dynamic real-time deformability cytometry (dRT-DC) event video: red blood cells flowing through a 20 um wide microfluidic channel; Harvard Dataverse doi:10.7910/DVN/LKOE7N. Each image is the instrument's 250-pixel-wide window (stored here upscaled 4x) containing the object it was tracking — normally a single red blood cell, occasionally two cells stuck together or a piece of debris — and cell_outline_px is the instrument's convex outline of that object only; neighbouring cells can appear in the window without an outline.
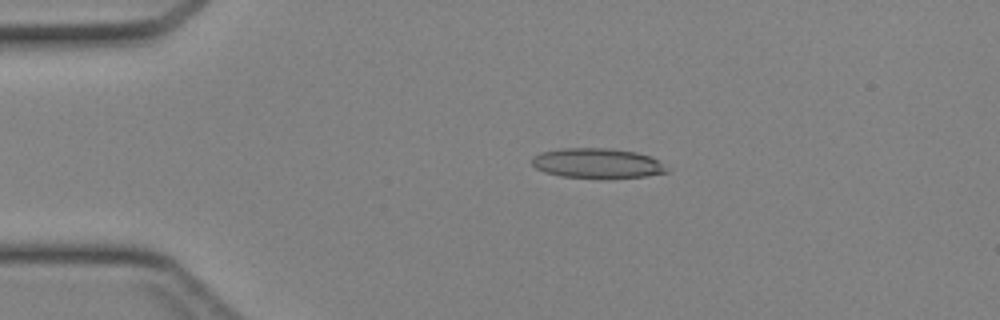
{"species": "Egyptian fruit bat (a non-hibernating species)", "species_latin": "Rousettus aegyptiacus", "temperature_condition": "cold", "stored_images_in_passage": 43, "camera_frame_rate_fps": 3000, "um_per_image_px": 0.085, "animal": {"sex": "female"}, "frame": {"image": 1, "passage_image": 9, "time_ms": 2.667, "image_size_px": [1000, 320], "cell_outline_px": [[668, 172], [648, 176], [560, 176], [544, 172], [536, 168], [532, 164], [532, 156], [540, 152], [564, 148], [612, 148], [636, 152], [648, 156], [656, 160], [668, 168]], "centroid_in_image_um": [50.72, 13.84], "position_along_channel_um": 34.3, "area_um2": 22.83}}
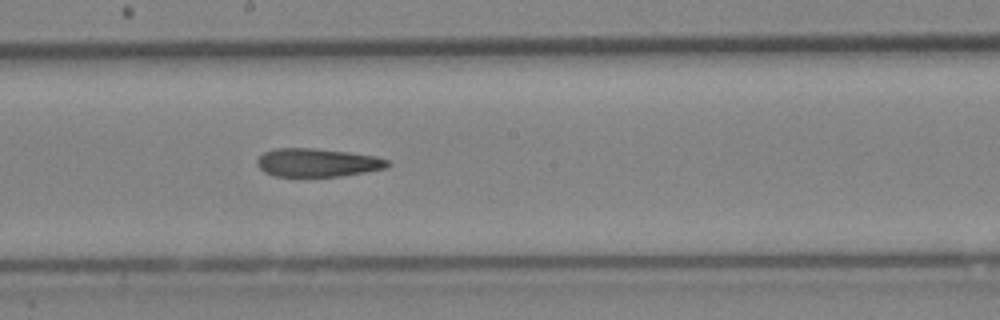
{"frame": {"image": 2, "passage_image": 24, "time_ms": 7.667, "image_size_px": [1000, 320], "cell_outline_px": [[392, 164], [388, 168], [340, 176], [272, 176], [264, 172], [256, 164], [256, 160], [264, 152], [276, 148], [312, 148], [348, 152], [376, 156], [388, 160]], "centroid_in_image_um": [26.98, 13.82], "position_along_channel_um": 221.2, "area_um2": 21.62}}
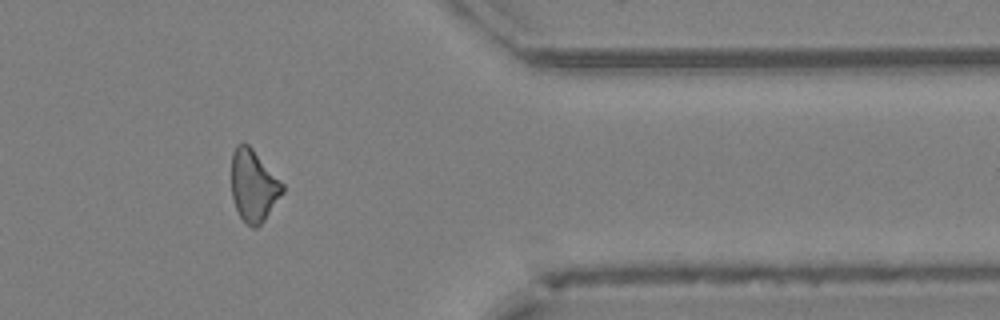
{"frame": {"image": 3, "passage_image": 36, "time_ms": 11.667, "image_size_px": [1000, 320], "cell_outline_px": [[284, 192], [264, 220], [256, 228], [252, 228], [240, 216], [236, 208], [232, 196], [232, 152], [236, 144], [248, 144], [252, 148], [284, 184]], "centroid_in_image_um": [21.55, 15.78], "position_along_channel_um": 389.8, "area_um2": 21.15}}